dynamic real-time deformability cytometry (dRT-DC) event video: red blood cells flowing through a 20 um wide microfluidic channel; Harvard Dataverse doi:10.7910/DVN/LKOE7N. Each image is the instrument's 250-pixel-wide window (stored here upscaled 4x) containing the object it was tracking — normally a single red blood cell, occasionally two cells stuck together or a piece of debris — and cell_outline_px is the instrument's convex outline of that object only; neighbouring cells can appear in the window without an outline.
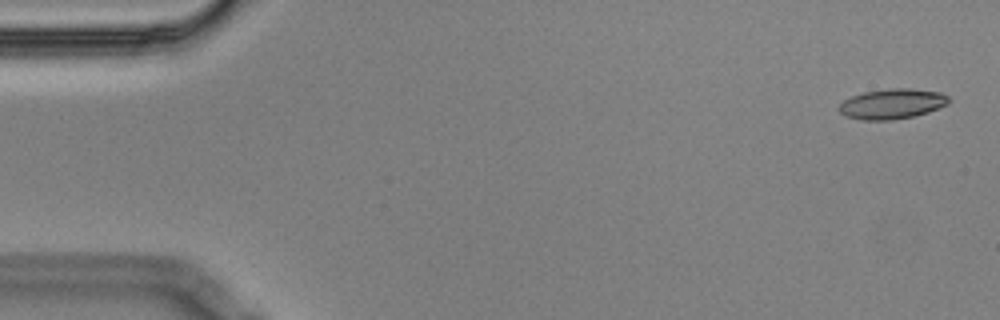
{"species": "Egyptian fruit bat (a non-hibernating species)", "species_latin": "Rousettus aegyptiacus", "temperature_condition": "cold", "stored_images_in_passage": 5, "camera_frame_rate_fps": 3000, "um_per_image_px": 0.085, "animal": {"sex": "male"}, "frame": {"image": 1, "passage_image": 1, "time_ms": 0.0, "image_size_px": [1000, 320], "cell_outline_px": [[952, 100], [948, 104], [928, 112], [912, 116], [892, 120], [860, 120], [844, 116], [840, 112], [840, 104], [844, 100], [852, 96], [864, 92], [888, 88], [908, 88], [940, 92], [948, 96]], "centroid_in_image_um": [75.84, 8.83], "position_along_channel_um": 9.2, "area_um2": 19.31}}